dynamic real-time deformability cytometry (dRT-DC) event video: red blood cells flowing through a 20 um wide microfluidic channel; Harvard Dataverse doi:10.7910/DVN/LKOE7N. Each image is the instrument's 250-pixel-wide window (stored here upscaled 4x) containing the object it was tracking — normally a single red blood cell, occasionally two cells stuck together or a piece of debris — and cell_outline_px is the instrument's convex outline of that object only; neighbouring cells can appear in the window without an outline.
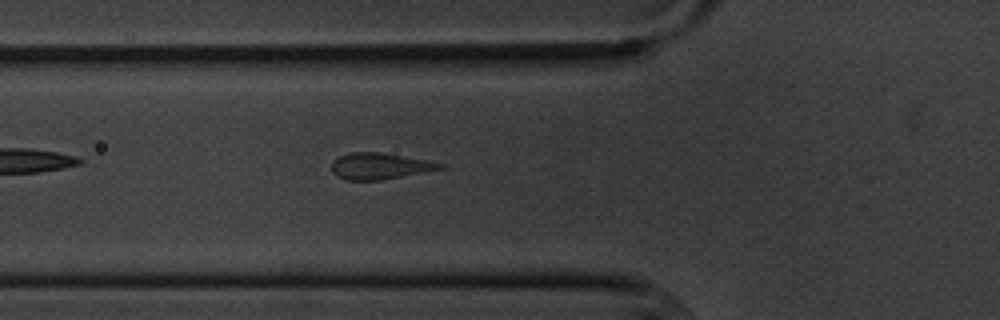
{"species": "common noctule bat (a hibernating species)", "species_latin": "Nyctalus noctula", "temperature_condition": "cold", "stored_images_in_passage": 3, "camera_frame_rate_fps": 3000, "um_per_image_px": 0.085, "animal": {"sex": "male", "body_mass_g": 20.1, "forearm_length_mm": 53.5}, "frame": {"image": 1, "passage_image": 3, "time_ms": 2.333, "image_size_px": [1000, 320], "cell_outline_px": [[444, 168], [380, 180], [344, 180], [336, 176], [332, 172], [332, 160], [340, 156], [352, 152], [380, 152], [424, 160], [444, 164]], "centroid_in_image_um": [32.2, 14.12], "position_along_channel_um": 93.6, "area_um2": 16.36}}